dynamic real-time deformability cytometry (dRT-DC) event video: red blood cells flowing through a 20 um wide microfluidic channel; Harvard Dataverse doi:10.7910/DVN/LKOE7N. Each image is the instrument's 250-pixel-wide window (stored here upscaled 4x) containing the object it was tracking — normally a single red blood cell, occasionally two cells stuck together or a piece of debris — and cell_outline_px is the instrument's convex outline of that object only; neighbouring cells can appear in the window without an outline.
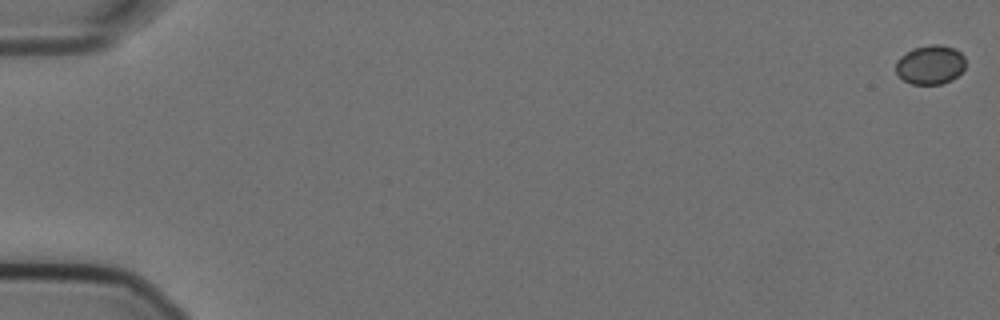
{"species": "Egyptian fruit bat (a non-hibernating species)", "species_latin": "Rousettus aegyptiacus", "temperature_condition": "cold", "stored_images_in_passage": 16, "camera_frame_rate_fps": 3000, "um_per_image_px": 0.085, "animal": {"sex": "female"}, "frame": {"image": 1, "passage_image": 1, "time_ms": 0.0, "image_size_px": [1000, 320], "cell_outline_px": [[964, 68], [952, 80], [940, 84], [912, 84], [904, 80], [896, 72], [896, 60], [900, 56], [912, 48], [932, 44], [940, 44], [952, 48], [960, 52], [964, 56]], "centroid_in_image_um": [79.05, 5.49], "position_along_channel_um": 5.9, "area_um2": 15.84}}
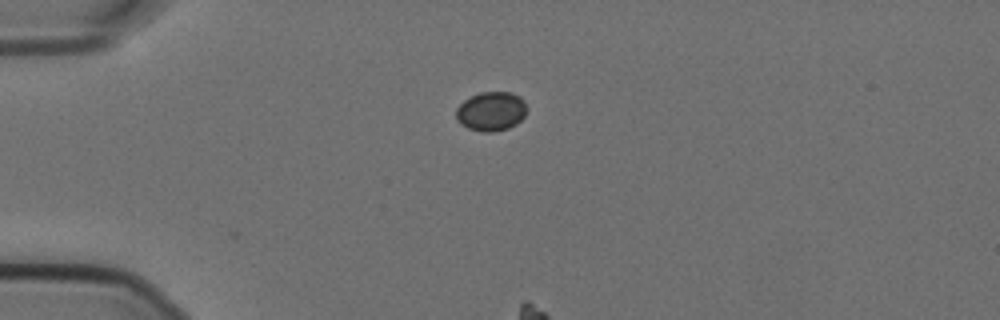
{"frame": {"image": 2, "passage_image": 16, "time_ms": 5.0, "image_size_px": [1000, 320], "cell_outline_px": [[524, 116], [516, 124], [508, 128], [492, 132], [484, 132], [468, 128], [460, 124], [456, 120], [456, 108], [464, 100], [480, 92], [508, 92], [520, 96], [524, 100]], "centroid_in_image_um": [41.71, 9.46], "position_along_channel_um": 43.3, "area_um2": 16.01}}